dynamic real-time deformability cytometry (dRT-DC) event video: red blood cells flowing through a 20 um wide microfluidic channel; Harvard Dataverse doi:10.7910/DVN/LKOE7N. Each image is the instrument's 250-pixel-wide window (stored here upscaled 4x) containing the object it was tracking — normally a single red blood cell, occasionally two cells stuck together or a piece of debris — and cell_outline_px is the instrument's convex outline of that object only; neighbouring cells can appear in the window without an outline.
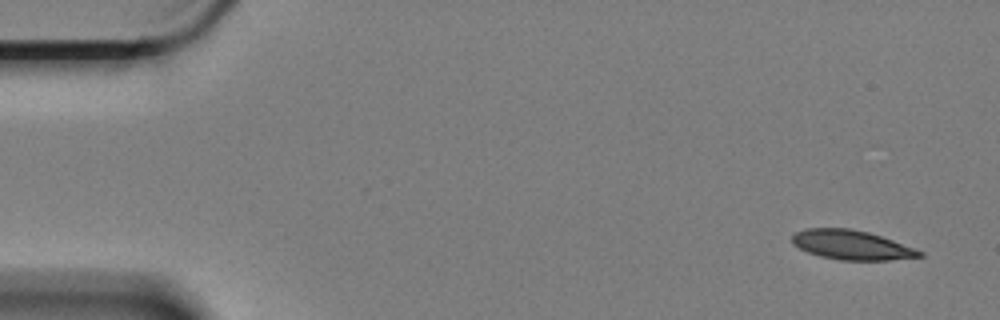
{"species": "Egyptian fruit bat (a non-hibernating species)", "species_latin": "Rousettus aegyptiacus", "temperature_condition": "cold", "stored_images_in_passage": 6, "camera_frame_rate_fps": 3000, "um_per_image_px": 0.085, "animal": {"sex": "female"}, "frame": {"image": 1, "passage_image": 1, "time_ms": 0.0, "image_size_px": [1000, 320], "cell_outline_px": [[924, 256], [888, 260], [840, 260], [820, 256], [808, 252], [792, 244], [792, 236], [796, 232], [808, 228], [848, 228], [868, 232], [892, 240], [924, 252]], "centroid_in_image_um": [72.37, 20.82], "position_along_channel_um": 12.6, "area_um2": 21.62}}
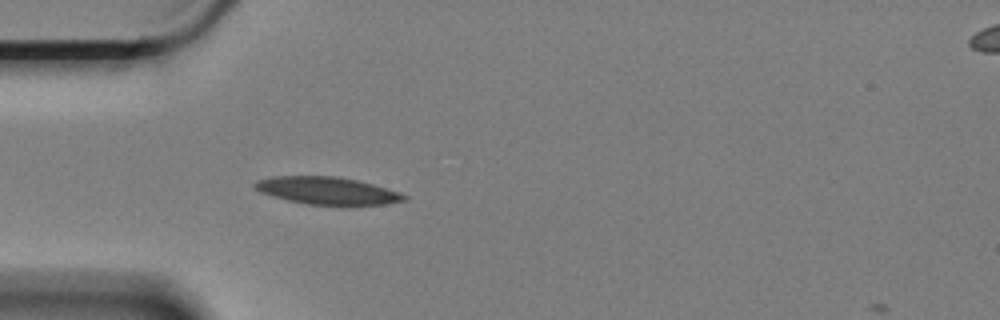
{"frame": {"image": 2, "passage_image": 5, "time_ms": 1.333, "image_size_px": [1000, 320], "cell_outline_px": [[408, 196], [404, 200], [384, 204], [352, 208], [340, 208], [308, 204], [288, 200], [272, 196], [260, 192], [252, 184], [256, 180], [276, 176], [336, 176], [356, 180], [372, 184], [400, 192]], "centroid_in_image_um": [27.86, 16.26], "position_along_channel_um": 57.1, "area_um2": 24.68}}